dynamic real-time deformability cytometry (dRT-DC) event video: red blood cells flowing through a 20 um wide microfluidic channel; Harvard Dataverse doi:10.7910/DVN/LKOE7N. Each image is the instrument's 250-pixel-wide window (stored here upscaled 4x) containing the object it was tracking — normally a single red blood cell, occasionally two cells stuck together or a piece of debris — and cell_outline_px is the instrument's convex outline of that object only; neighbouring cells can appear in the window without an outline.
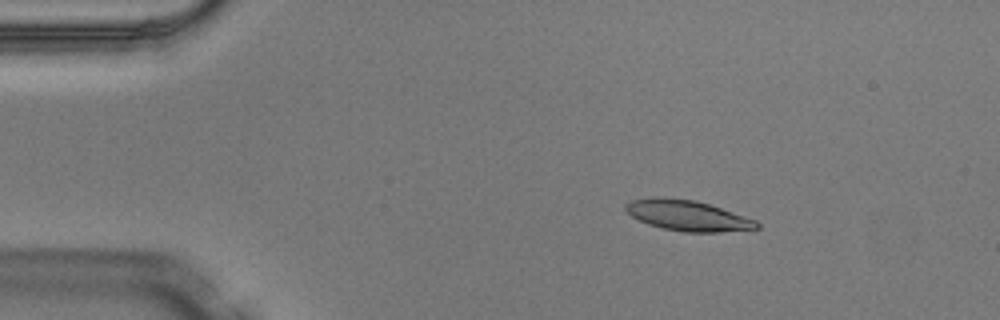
{"species": "Egyptian fruit bat (a non-hibernating species)", "species_latin": "Rousettus aegyptiacus", "temperature_condition": "warm", "stored_images_in_passage": 5, "camera_frame_rate_fps": 3000, "um_per_image_px": 0.085, "animal": {"sex": "male"}, "frame": {"image": 1, "passage_image": 2, "time_ms": 0.333, "image_size_px": [1000, 320], "cell_outline_px": [[760, 228], [720, 232], [684, 232], [664, 228], [648, 224], [632, 216], [624, 208], [624, 204], [632, 200], [652, 196], [664, 196], [696, 200], [756, 220], [760, 224]], "centroid_in_image_um": [58.42, 18.3], "position_along_channel_um": 26.6, "area_um2": 23.35}}
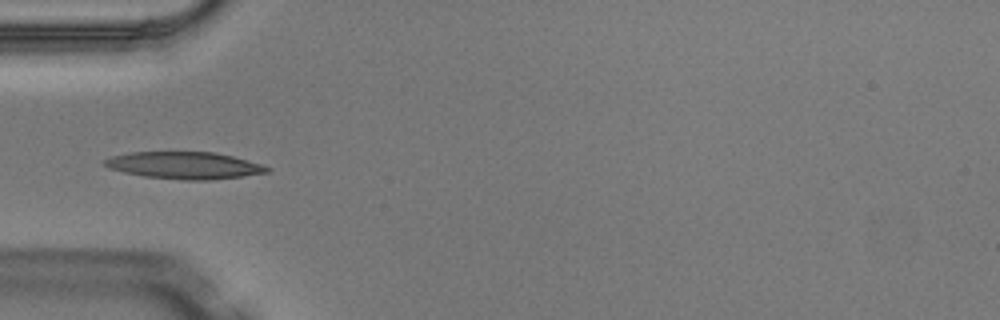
{"frame": {"image": 2, "passage_image": 4, "time_ms": 1.0, "image_size_px": [1000, 320], "cell_outline_px": [[272, 168], [268, 172], [212, 180], [180, 180], [144, 176], [124, 172], [108, 168], [104, 164], [104, 160], [112, 156], [132, 152], [212, 152], [232, 156], [260, 164]], "centroid_in_image_um": [15.65, 14.06], "position_along_channel_um": 69.3, "area_um2": 25.37}}